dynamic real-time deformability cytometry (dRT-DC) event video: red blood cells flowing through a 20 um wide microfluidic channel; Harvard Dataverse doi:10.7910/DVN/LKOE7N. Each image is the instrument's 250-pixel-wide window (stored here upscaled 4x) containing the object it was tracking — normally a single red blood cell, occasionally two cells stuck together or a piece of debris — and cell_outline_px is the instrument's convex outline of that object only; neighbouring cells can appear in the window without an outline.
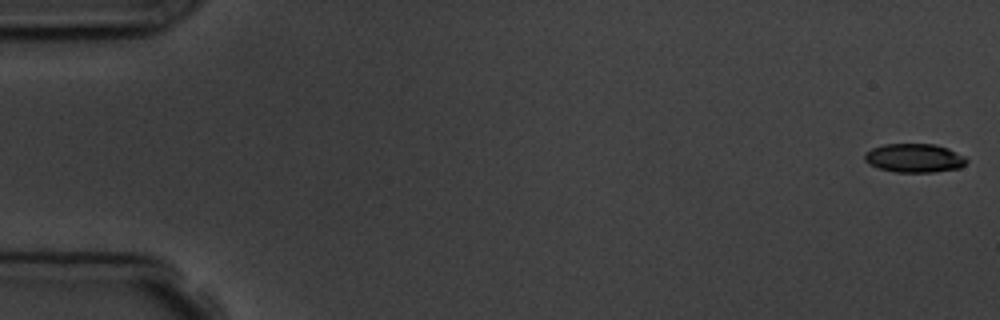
{"species": "common noctule bat (a hibernating species)", "species_latin": "Nyctalus noctula", "temperature_condition": "room temperature", "stored_images_in_passage": 5, "camera_frame_rate_fps": 3000, "um_per_image_px": 0.085, "animal": {"sex": "male", "body_mass_g": 19.5, "forearm_length_mm": 54.6}, "frame": {"image": 1, "passage_image": 1, "time_ms": 0.0, "image_size_px": [1000, 320], "cell_outline_px": [[968, 160], [960, 168], [932, 172], [896, 172], [880, 168], [868, 164], [864, 160], [864, 152], [872, 148], [884, 144], [936, 144], [948, 148], [964, 156]], "centroid_in_image_um": [77.7, 13.43], "position_along_channel_um": 7.3, "area_um2": 17.11}}
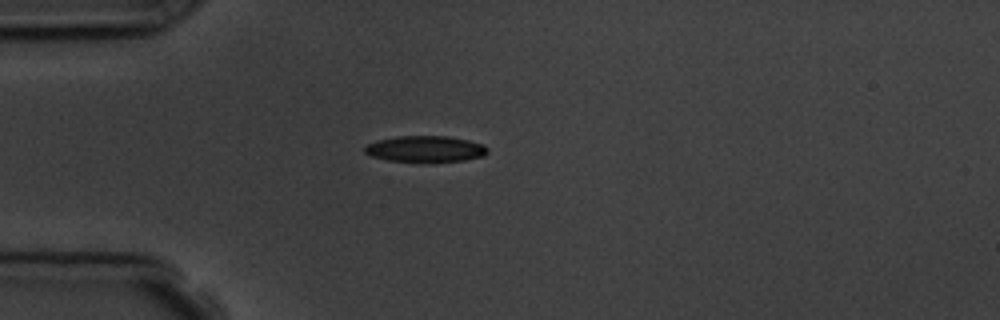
{"frame": {"image": 2, "passage_image": 5, "time_ms": 4.667, "image_size_px": [1000, 320], "cell_outline_px": [[488, 152], [484, 156], [464, 160], [388, 160], [372, 156], [364, 152], [364, 148], [368, 144], [376, 140], [396, 136], [448, 136], [468, 140], [484, 144], [488, 148]], "centroid_in_image_um": [36.17, 12.62], "position_along_channel_um": 48.8, "area_um2": 18.26}}